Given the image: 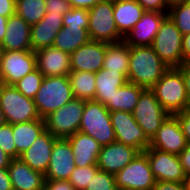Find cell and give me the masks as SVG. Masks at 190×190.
I'll return each mask as SVG.
<instances>
[{"mask_svg":"<svg viewBox=\"0 0 190 190\" xmlns=\"http://www.w3.org/2000/svg\"><path fill=\"white\" fill-rule=\"evenodd\" d=\"M168 69L151 46H130L128 82L151 89Z\"/></svg>","mask_w":190,"mask_h":190,"instance_id":"obj_1","label":"cell"},{"mask_svg":"<svg viewBox=\"0 0 190 190\" xmlns=\"http://www.w3.org/2000/svg\"><path fill=\"white\" fill-rule=\"evenodd\" d=\"M151 90L169 115L190 108L183 75L178 68H169Z\"/></svg>","mask_w":190,"mask_h":190,"instance_id":"obj_2","label":"cell"},{"mask_svg":"<svg viewBox=\"0 0 190 190\" xmlns=\"http://www.w3.org/2000/svg\"><path fill=\"white\" fill-rule=\"evenodd\" d=\"M73 98L68 76L44 77L34 103L39 116L44 119Z\"/></svg>","mask_w":190,"mask_h":190,"instance_id":"obj_3","label":"cell"},{"mask_svg":"<svg viewBox=\"0 0 190 190\" xmlns=\"http://www.w3.org/2000/svg\"><path fill=\"white\" fill-rule=\"evenodd\" d=\"M79 131L93 137L101 146L116 141L110 111L94 100L85 101Z\"/></svg>","mask_w":190,"mask_h":190,"instance_id":"obj_4","label":"cell"},{"mask_svg":"<svg viewBox=\"0 0 190 190\" xmlns=\"http://www.w3.org/2000/svg\"><path fill=\"white\" fill-rule=\"evenodd\" d=\"M0 108L6 123L19 124L42 119L37 111L34 99L25 97L14 85L0 83Z\"/></svg>","mask_w":190,"mask_h":190,"instance_id":"obj_5","label":"cell"},{"mask_svg":"<svg viewBox=\"0 0 190 190\" xmlns=\"http://www.w3.org/2000/svg\"><path fill=\"white\" fill-rule=\"evenodd\" d=\"M183 35L167 15L162 21L151 47L169 68H178L184 63Z\"/></svg>","mask_w":190,"mask_h":190,"instance_id":"obj_6","label":"cell"},{"mask_svg":"<svg viewBox=\"0 0 190 190\" xmlns=\"http://www.w3.org/2000/svg\"><path fill=\"white\" fill-rule=\"evenodd\" d=\"M85 101L73 98L70 102L44 118L46 130L55 138H64L79 131Z\"/></svg>","mask_w":190,"mask_h":190,"instance_id":"obj_7","label":"cell"},{"mask_svg":"<svg viewBox=\"0 0 190 190\" xmlns=\"http://www.w3.org/2000/svg\"><path fill=\"white\" fill-rule=\"evenodd\" d=\"M90 40L117 43L124 37L117 30L113 14V0H107L88 9Z\"/></svg>","mask_w":190,"mask_h":190,"instance_id":"obj_8","label":"cell"},{"mask_svg":"<svg viewBox=\"0 0 190 190\" xmlns=\"http://www.w3.org/2000/svg\"><path fill=\"white\" fill-rule=\"evenodd\" d=\"M114 176L116 187L128 190H152L156 183L148 157L144 152H139L130 163Z\"/></svg>","mask_w":190,"mask_h":190,"instance_id":"obj_9","label":"cell"},{"mask_svg":"<svg viewBox=\"0 0 190 190\" xmlns=\"http://www.w3.org/2000/svg\"><path fill=\"white\" fill-rule=\"evenodd\" d=\"M132 114L149 140L152 139L161 124L169 116L151 89L142 91Z\"/></svg>","mask_w":190,"mask_h":190,"instance_id":"obj_10","label":"cell"},{"mask_svg":"<svg viewBox=\"0 0 190 190\" xmlns=\"http://www.w3.org/2000/svg\"><path fill=\"white\" fill-rule=\"evenodd\" d=\"M36 68V55L32 50H1L0 52V83L2 84L14 85Z\"/></svg>","mask_w":190,"mask_h":190,"instance_id":"obj_11","label":"cell"},{"mask_svg":"<svg viewBox=\"0 0 190 190\" xmlns=\"http://www.w3.org/2000/svg\"><path fill=\"white\" fill-rule=\"evenodd\" d=\"M110 117L117 142L132 146L139 152H144L149 147L150 140L146 137L132 113L113 111L110 112Z\"/></svg>","mask_w":190,"mask_h":190,"instance_id":"obj_12","label":"cell"},{"mask_svg":"<svg viewBox=\"0 0 190 190\" xmlns=\"http://www.w3.org/2000/svg\"><path fill=\"white\" fill-rule=\"evenodd\" d=\"M144 153L148 157L156 181L183 182L186 174L178 155L151 147H148Z\"/></svg>","mask_w":190,"mask_h":190,"instance_id":"obj_13","label":"cell"},{"mask_svg":"<svg viewBox=\"0 0 190 190\" xmlns=\"http://www.w3.org/2000/svg\"><path fill=\"white\" fill-rule=\"evenodd\" d=\"M186 145L185 135L178 118L175 115H169L150 140L149 147L179 155Z\"/></svg>","mask_w":190,"mask_h":190,"instance_id":"obj_14","label":"cell"},{"mask_svg":"<svg viewBox=\"0 0 190 190\" xmlns=\"http://www.w3.org/2000/svg\"><path fill=\"white\" fill-rule=\"evenodd\" d=\"M76 167L69 140L57 138L51 152L45 180H68Z\"/></svg>","mask_w":190,"mask_h":190,"instance_id":"obj_15","label":"cell"},{"mask_svg":"<svg viewBox=\"0 0 190 190\" xmlns=\"http://www.w3.org/2000/svg\"><path fill=\"white\" fill-rule=\"evenodd\" d=\"M138 153L139 151L134 147L115 141L101 147L97 166L99 170L115 175L130 163Z\"/></svg>","mask_w":190,"mask_h":190,"instance_id":"obj_16","label":"cell"},{"mask_svg":"<svg viewBox=\"0 0 190 190\" xmlns=\"http://www.w3.org/2000/svg\"><path fill=\"white\" fill-rule=\"evenodd\" d=\"M106 42L89 40L70 54L71 70L97 73L103 67Z\"/></svg>","mask_w":190,"mask_h":190,"instance_id":"obj_17","label":"cell"},{"mask_svg":"<svg viewBox=\"0 0 190 190\" xmlns=\"http://www.w3.org/2000/svg\"><path fill=\"white\" fill-rule=\"evenodd\" d=\"M166 16L167 13L145 11L123 41L129 46H151Z\"/></svg>","mask_w":190,"mask_h":190,"instance_id":"obj_18","label":"cell"},{"mask_svg":"<svg viewBox=\"0 0 190 190\" xmlns=\"http://www.w3.org/2000/svg\"><path fill=\"white\" fill-rule=\"evenodd\" d=\"M37 69L44 77L68 76L71 72L70 54L51 47L35 51Z\"/></svg>","mask_w":190,"mask_h":190,"instance_id":"obj_19","label":"cell"},{"mask_svg":"<svg viewBox=\"0 0 190 190\" xmlns=\"http://www.w3.org/2000/svg\"><path fill=\"white\" fill-rule=\"evenodd\" d=\"M56 139L48 130H45L19 158L33 170L45 175Z\"/></svg>","mask_w":190,"mask_h":190,"instance_id":"obj_20","label":"cell"},{"mask_svg":"<svg viewBox=\"0 0 190 190\" xmlns=\"http://www.w3.org/2000/svg\"><path fill=\"white\" fill-rule=\"evenodd\" d=\"M6 33L0 45L2 51L32 50L31 26L16 13L8 18Z\"/></svg>","mask_w":190,"mask_h":190,"instance_id":"obj_21","label":"cell"},{"mask_svg":"<svg viewBox=\"0 0 190 190\" xmlns=\"http://www.w3.org/2000/svg\"><path fill=\"white\" fill-rule=\"evenodd\" d=\"M7 169L13 190H40L45 184V175L20 158L12 159Z\"/></svg>","mask_w":190,"mask_h":190,"instance_id":"obj_22","label":"cell"},{"mask_svg":"<svg viewBox=\"0 0 190 190\" xmlns=\"http://www.w3.org/2000/svg\"><path fill=\"white\" fill-rule=\"evenodd\" d=\"M63 28V15L45 14L31 26L30 38L32 51L53 46L57 33Z\"/></svg>","mask_w":190,"mask_h":190,"instance_id":"obj_23","label":"cell"},{"mask_svg":"<svg viewBox=\"0 0 190 190\" xmlns=\"http://www.w3.org/2000/svg\"><path fill=\"white\" fill-rule=\"evenodd\" d=\"M67 139L77 167L97 165L98 154L102 146L93 137L78 131Z\"/></svg>","mask_w":190,"mask_h":190,"instance_id":"obj_24","label":"cell"},{"mask_svg":"<svg viewBox=\"0 0 190 190\" xmlns=\"http://www.w3.org/2000/svg\"><path fill=\"white\" fill-rule=\"evenodd\" d=\"M145 9L136 0H113V14L119 33L125 35L140 20Z\"/></svg>","mask_w":190,"mask_h":190,"instance_id":"obj_25","label":"cell"},{"mask_svg":"<svg viewBox=\"0 0 190 190\" xmlns=\"http://www.w3.org/2000/svg\"><path fill=\"white\" fill-rule=\"evenodd\" d=\"M127 82V78L119 71L100 69L95 73L96 92L94 101L106 106L114 93Z\"/></svg>","mask_w":190,"mask_h":190,"instance_id":"obj_26","label":"cell"},{"mask_svg":"<svg viewBox=\"0 0 190 190\" xmlns=\"http://www.w3.org/2000/svg\"><path fill=\"white\" fill-rule=\"evenodd\" d=\"M46 130L44 119L13 124V138L16 146V158L25 152L36 138Z\"/></svg>","mask_w":190,"mask_h":190,"instance_id":"obj_27","label":"cell"},{"mask_svg":"<svg viewBox=\"0 0 190 190\" xmlns=\"http://www.w3.org/2000/svg\"><path fill=\"white\" fill-rule=\"evenodd\" d=\"M130 58V46L124 41L117 43H106V53L103 62V69L119 71L126 78L128 77Z\"/></svg>","mask_w":190,"mask_h":190,"instance_id":"obj_28","label":"cell"},{"mask_svg":"<svg viewBox=\"0 0 190 190\" xmlns=\"http://www.w3.org/2000/svg\"><path fill=\"white\" fill-rule=\"evenodd\" d=\"M143 90V87L127 82L114 93L105 107L110 112L125 111L132 113Z\"/></svg>","mask_w":190,"mask_h":190,"instance_id":"obj_29","label":"cell"},{"mask_svg":"<svg viewBox=\"0 0 190 190\" xmlns=\"http://www.w3.org/2000/svg\"><path fill=\"white\" fill-rule=\"evenodd\" d=\"M89 40L88 28L63 26L55 37L53 47L71 54Z\"/></svg>","mask_w":190,"mask_h":190,"instance_id":"obj_30","label":"cell"},{"mask_svg":"<svg viewBox=\"0 0 190 190\" xmlns=\"http://www.w3.org/2000/svg\"><path fill=\"white\" fill-rule=\"evenodd\" d=\"M74 98L94 100L96 86L95 73L89 71H74L68 75Z\"/></svg>","mask_w":190,"mask_h":190,"instance_id":"obj_31","label":"cell"},{"mask_svg":"<svg viewBox=\"0 0 190 190\" xmlns=\"http://www.w3.org/2000/svg\"><path fill=\"white\" fill-rule=\"evenodd\" d=\"M15 13L30 26L37 24L46 14L45 0H16Z\"/></svg>","mask_w":190,"mask_h":190,"instance_id":"obj_32","label":"cell"},{"mask_svg":"<svg viewBox=\"0 0 190 190\" xmlns=\"http://www.w3.org/2000/svg\"><path fill=\"white\" fill-rule=\"evenodd\" d=\"M167 15L182 35L190 33V1L169 7Z\"/></svg>","mask_w":190,"mask_h":190,"instance_id":"obj_33","label":"cell"},{"mask_svg":"<svg viewBox=\"0 0 190 190\" xmlns=\"http://www.w3.org/2000/svg\"><path fill=\"white\" fill-rule=\"evenodd\" d=\"M44 76L36 68L26 74L22 79L14 84V87L25 97L34 99L43 81Z\"/></svg>","mask_w":190,"mask_h":190,"instance_id":"obj_34","label":"cell"},{"mask_svg":"<svg viewBox=\"0 0 190 190\" xmlns=\"http://www.w3.org/2000/svg\"><path fill=\"white\" fill-rule=\"evenodd\" d=\"M99 170L97 165L75 167L68 181L76 190H85L95 173Z\"/></svg>","mask_w":190,"mask_h":190,"instance_id":"obj_35","label":"cell"},{"mask_svg":"<svg viewBox=\"0 0 190 190\" xmlns=\"http://www.w3.org/2000/svg\"><path fill=\"white\" fill-rule=\"evenodd\" d=\"M63 26L89 27L88 9L71 8L63 15Z\"/></svg>","mask_w":190,"mask_h":190,"instance_id":"obj_36","label":"cell"},{"mask_svg":"<svg viewBox=\"0 0 190 190\" xmlns=\"http://www.w3.org/2000/svg\"><path fill=\"white\" fill-rule=\"evenodd\" d=\"M114 174L98 170L85 190H116Z\"/></svg>","mask_w":190,"mask_h":190,"instance_id":"obj_37","label":"cell"},{"mask_svg":"<svg viewBox=\"0 0 190 190\" xmlns=\"http://www.w3.org/2000/svg\"><path fill=\"white\" fill-rule=\"evenodd\" d=\"M0 148L13 159L16 158V146L13 138V124L0 126Z\"/></svg>","mask_w":190,"mask_h":190,"instance_id":"obj_38","label":"cell"},{"mask_svg":"<svg viewBox=\"0 0 190 190\" xmlns=\"http://www.w3.org/2000/svg\"><path fill=\"white\" fill-rule=\"evenodd\" d=\"M71 8L68 0H45L46 14L64 15Z\"/></svg>","mask_w":190,"mask_h":190,"instance_id":"obj_39","label":"cell"},{"mask_svg":"<svg viewBox=\"0 0 190 190\" xmlns=\"http://www.w3.org/2000/svg\"><path fill=\"white\" fill-rule=\"evenodd\" d=\"M145 11L168 13L166 0H136Z\"/></svg>","mask_w":190,"mask_h":190,"instance_id":"obj_40","label":"cell"},{"mask_svg":"<svg viewBox=\"0 0 190 190\" xmlns=\"http://www.w3.org/2000/svg\"><path fill=\"white\" fill-rule=\"evenodd\" d=\"M175 116L179 120V124L183 134L185 135L186 142L190 144V108L176 113Z\"/></svg>","mask_w":190,"mask_h":190,"instance_id":"obj_41","label":"cell"},{"mask_svg":"<svg viewBox=\"0 0 190 190\" xmlns=\"http://www.w3.org/2000/svg\"><path fill=\"white\" fill-rule=\"evenodd\" d=\"M40 190H76L68 180H46Z\"/></svg>","mask_w":190,"mask_h":190,"instance_id":"obj_42","label":"cell"},{"mask_svg":"<svg viewBox=\"0 0 190 190\" xmlns=\"http://www.w3.org/2000/svg\"><path fill=\"white\" fill-rule=\"evenodd\" d=\"M152 190H185L183 182L156 181Z\"/></svg>","mask_w":190,"mask_h":190,"instance_id":"obj_43","label":"cell"},{"mask_svg":"<svg viewBox=\"0 0 190 190\" xmlns=\"http://www.w3.org/2000/svg\"><path fill=\"white\" fill-rule=\"evenodd\" d=\"M16 0H0V16L9 18L15 14Z\"/></svg>","mask_w":190,"mask_h":190,"instance_id":"obj_44","label":"cell"},{"mask_svg":"<svg viewBox=\"0 0 190 190\" xmlns=\"http://www.w3.org/2000/svg\"><path fill=\"white\" fill-rule=\"evenodd\" d=\"M185 174H190V144L187 143L183 151L178 155Z\"/></svg>","mask_w":190,"mask_h":190,"instance_id":"obj_45","label":"cell"},{"mask_svg":"<svg viewBox=\"0 0 190 190\" xmlns=\"http://www.w3.org/2000/svg\"><path fill=\"white\" fill-rule=\"evenodd\" d=\"M178 69L181 71L183 75L187 97L190 102V62H184L181 66L178 67Z\"/></svg>","mask_w":190,"mask_h":190,"instance_id":"obj_46","label":"cell"},{"mask_svg":"<svg viewBox=\"0 0 190 190\" xmlns=\"http://www.w3.org/2000/svg\"><path fill=\"white\" fill-rule=\"evenodd\" d=\"M72 8H83L90 9L98 3L107 1V0H68Z\"/></svg>","mask_w":190,"mask_h":190,"instance_id":"obj_47","label":"cell"},{"mask_svg":"<svg viewBox=\"0 0 190 190\" xmlns=\"http://www.w3.org/2000/svg\"><path fill=\"white\" fill-rule=\"evenodd\" d=\"M0 190H13L7 168H0Z\"/></svg>","mask_w":190,"mask_h":190,"instance_id":"obj_48","label":"cell"},{"mask_svg":"<svg viewBox=\"0 0 190 190\" xmlns=\"http://www.w3.org/2000/svg\"><path fill=\"white\" fill-rule=\"evenodd\" d=\"M182 51L184 62H190V33L183 35Z\"/></svg>","mask_w":190,"mask_h":190,"instance_id":"obj_49","label":"cell"},{"mask_svg":"<svg viewBox=\"0 0 190 190\" xmlns=\"http://www.w3.org/2000/svg\"><path fill=\"white\" fill-rule=\"evenodd\" d=\"M12 159V157H10L6 152H4L0 148V168H8Z\"/></svg>","mask_w":190,"mask_h":190,"instance_id":"obj_50","label":"cell"},{"mask_svg":"<svg viewBox=\"0 0 190 190\" xmlns=\"http://www.w3.org/2000/svg\"><path fill=\"white\" fill-rule=\"evenodd\" d=\"M8 18L0 16V45L4 40Z\"/></svg>","mask_w":190,"mask_h":190,"instance_id":"obj_51","label":"cell"},{"mask_svg":"<svg viewBox=\"0 0 190 190\" xmlns=\"http://www.w3.org/2000/svg\"><path fill=\"white\" fill-rule=\"evenodd\" d=\"M183 185L185 190H190V174H186L183 180Z\"/></svg>","mask_w":190,"mask_h":190,"instance_id":"obj_52","label":"cell"},{"mask_svg":"<svg viewBox=\"0 0 190 190\" xmlns=\"http://www.w3.org/2000/svg\"><path fill=\"white\" fill-rule=\"evenodd\" d=\"M186 1H190V0H166L168 7H171L179 3H184Z\"/></svg>","mask_w":190,"mask_h":190,"instance_id":"obj_53","label":"cell"},{"mask_svg":"<svg viewBox=\"0 0 190 190\" xmlns=\"http://www.w3.org/2000/svg\"><path fill=\"white\" fill-rule=\"evenodd\" d=\"M6 123L5 118H4V113L0 108V126L4 125Z\"/></svg>","mask_w":190,"mask_h":190,"instance_id":"obj_54","label":"cell"},{"mask_svg":"<svg viewBox=\"0 0 190 190\" xmlns=\"http://www.w3.org/2000/svg\"><path fill=\"white\" fill-rule=\"evenodd\" d=\"M116 190H128V189H124V188H117Z\"/></svg>","mask_w":190,"mask_h":190,"instance_id":"obj_55","label":"cell"}]
</instances>
